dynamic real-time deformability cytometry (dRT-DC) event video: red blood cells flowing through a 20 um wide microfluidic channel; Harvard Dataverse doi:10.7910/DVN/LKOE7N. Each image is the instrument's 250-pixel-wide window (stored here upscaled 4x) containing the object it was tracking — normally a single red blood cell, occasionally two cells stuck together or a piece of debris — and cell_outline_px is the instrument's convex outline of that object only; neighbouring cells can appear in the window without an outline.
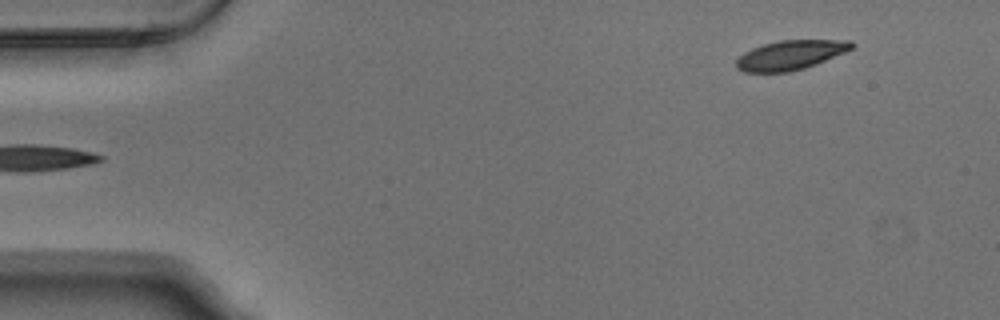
{"species": "Egyptian fruit bat (a non-hibernating species)", "species_latin": "Rousettus aegyptiacus", "temperature_condition": "warm", "stored_images_in_passage": 4, "camera_frame_rate_fps": 3000, "um_per_image_px": 0.085, "animal": {"sex": "male"}, "frame": {"image": 1, "passage_image": 1, "time_ms": 0.0, "image_size_px": [1000, 320], "cell_outline_px": [[856, 44], [852, 48], [844, 52], [816, 64], [804, 68], [788, 72], [744, 72], [736, 68], [736, 60], [744, 52], [752, 48], [764, 44], [780, 40], [852, 40]], "centroid_in_image_um": [67.18, 4.67], "position_along_channel_um": 17.8, "area_um2": 19.71}}
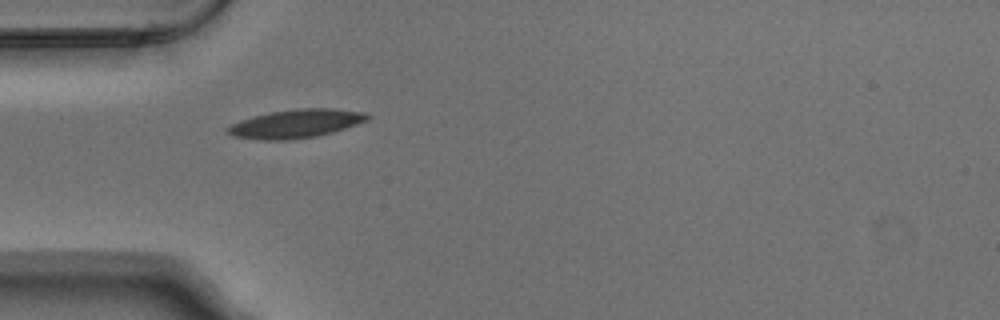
{"frame": {"image": 2, "passage_image": 4, "time_ms": 1.0, "image_size_px": [1000, 320], "cell_outline_px": [[372, 116], [368, 120], [332, 132], [316, 136], [288, 140], [260, 140], [232, 136], [224, 128], [240, 120], [252, 116], [272, 112], [300, 108], [332, 108], [368, 112]], "centroid_in_image_um": [25.16, 10.5], "position_along_channel_um": 59.8, "area_um2": 23.29}}